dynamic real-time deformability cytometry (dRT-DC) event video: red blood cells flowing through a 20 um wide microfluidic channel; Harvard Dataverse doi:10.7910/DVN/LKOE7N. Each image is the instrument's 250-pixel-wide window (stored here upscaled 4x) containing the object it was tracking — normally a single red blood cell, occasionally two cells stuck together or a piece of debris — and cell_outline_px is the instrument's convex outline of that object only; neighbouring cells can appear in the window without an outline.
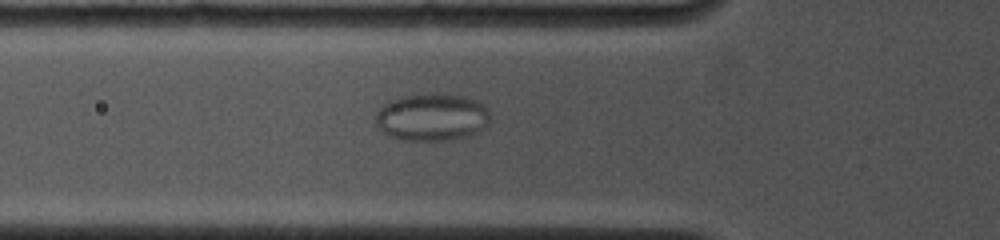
{"species": "common noctule bat (a hibernating species)", "species_latin": "Nyctalus noctula", "temperature_condition": "cold", "stored_images_in_passage": 38, "camera_frame_rate_fps": 4500, "um_per_image_px": 0.085, "animal": {"sex": "female", "body_mass_g": 19.0, "forearm_length_mm": 53.3}, "frame": {"image": 1, "passage_image": 4, "time_ms": 0.889, "image_size_px": [1000, 240], "cell_outline_px": [[488, 124], [484, 128], [468, 136], [452, 140], [404, 140], [392, 136], [384, 132], [376, 124], [376, 112], [388, 100], [404, 96], [424, 92], [464, 96], [480, 100], [488, 108]], "centroid_in_image_um": [36.73, 9.93], "position_along_channel_um": 89.1, "area_um2": 31.91}}